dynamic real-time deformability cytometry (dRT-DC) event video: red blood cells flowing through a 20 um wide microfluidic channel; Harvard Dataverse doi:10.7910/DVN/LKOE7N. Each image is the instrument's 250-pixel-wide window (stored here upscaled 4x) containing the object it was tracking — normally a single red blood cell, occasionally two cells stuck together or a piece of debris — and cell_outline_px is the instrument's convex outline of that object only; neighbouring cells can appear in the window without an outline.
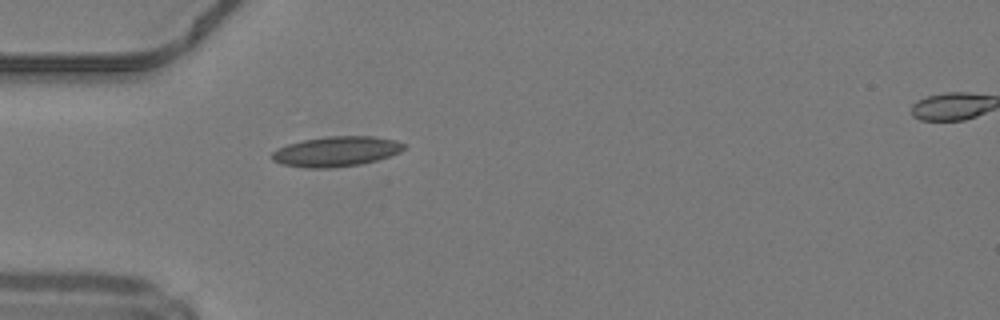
{"species": "common noctule bat (a hibernating species)", "species_latin": "Nyctalus noctula", "temperature_condition": "warm", "stored_images_in_passage": 35, "camera_frame_rate_fps": 3000, "um_per_image_px": 0.085, "animal": {"sex": "male", "body_mass_g": 19.2, "forearm_length_mm": 51.8}, "frame": {"image": 1, "passage_image": 1, "time_ms": 0.0, "image_size_px": [1000, 320], "cell_outline_px": [[404, 148], [400, 152], [376, 160], [360, 164], [332, 168], [308, 168], [280, 164], [272, 160], [272, 152], [276, 148], [288, 144], [304, 140], [328, 136], [372, 136], [396, 140], [404, 144]], "centroid_in_image_um": [28.54, 12.87], "position_along_channel_um": 56.5, "area_um2": 23.06}}
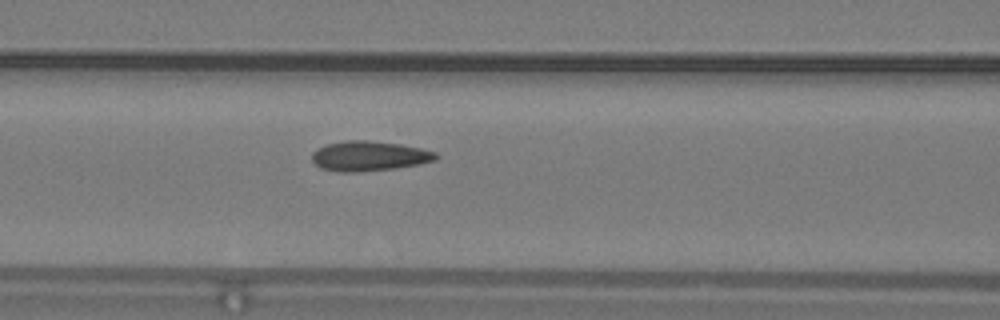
{"frame": {"image": 2, "passage_image": 7, "time_ms": 2.0, "image_size_px": [1000, 320], "cell_outline_px": [[440, 156], [436, 160], [396, 168], [356, 172], [340, 172], [320, 168], [312, 160], [312, 152], [316, 148], [328, 144], [348, 140], [368, 140], [400, 144], [420, 148], [436, 152]], "centroid_in_image_um": [31.36, 13.26], "position_along_channel_um": 135.2, "area_um2": 21.56}}
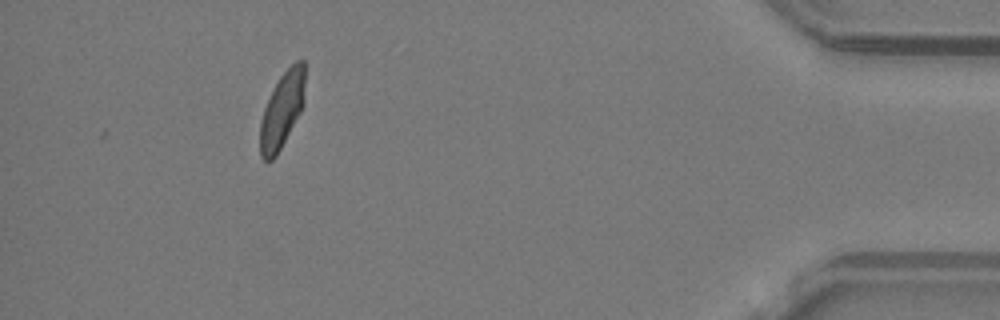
{"frame": {"image": 3, "passage_image": 31, "time_ms": 10.0, "image_size_px": [1000, 320], "cell_outline_px": [[304, 104], [300, 112], [276, 156], [268, 164], [260, 156], [260, 120], [264, 108], [280, 76], [296, 60], [304, 60]], "centroid_in_image_um": [23.96, 9.39], "position_along_channel_um": 411.2, "area_um2": 19.59}, "authors_computed_cell_mechanics": {"area_um2": 20.519, "velocity_mm_per_s": 4.2142, "shape_relaxation_time_tau1_ms": 3.9982, "shape_relaxation_time_tau2_ms": 1.1863, "deformation_change_tau1": 0.1539, "deformation_change_tau2": 0.0807}}